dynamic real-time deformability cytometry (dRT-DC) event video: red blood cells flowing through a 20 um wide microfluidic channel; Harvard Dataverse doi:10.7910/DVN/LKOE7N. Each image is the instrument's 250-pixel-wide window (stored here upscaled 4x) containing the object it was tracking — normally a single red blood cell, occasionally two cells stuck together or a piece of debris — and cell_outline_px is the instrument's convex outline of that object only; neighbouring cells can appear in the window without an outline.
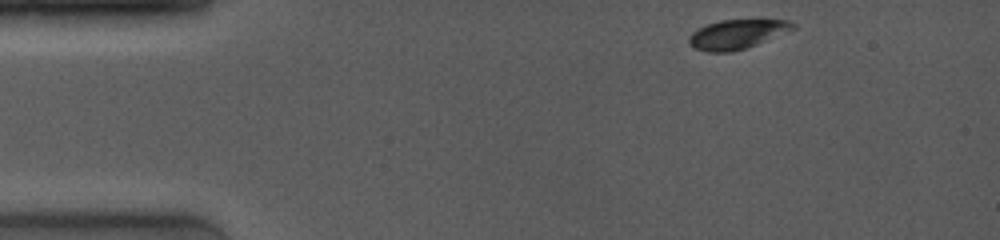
{"species": "common noctule bat (a hibernating species)", "species_latin": "Nyctalus noctula", "temperature_condition": "room temperature", "stored_images_in_passage": 76, "camera_frame_rate_fps": 4000, "um_per_image_px": 0.085, "animal": {"sex": "female", "body_mass_g": 19.0, "forearm_length_mm": 53.3}, "frame": {"image": 1, "passage_image": 1, "time_ms": 0.0, "image_size_px": [1000, 240], "cell_outline_px": [[796, 28], [756, 44], [732, 52], [708, 52], [692, 48], [688, 44], [688, 36], [692, 32], [708, 24], [720, 20], [788, 20], [796, 24]], "centroid_in_image_um": [62.6, 2.91], "position_along_channel_um": 22.4, "area_um2": 17.63}}
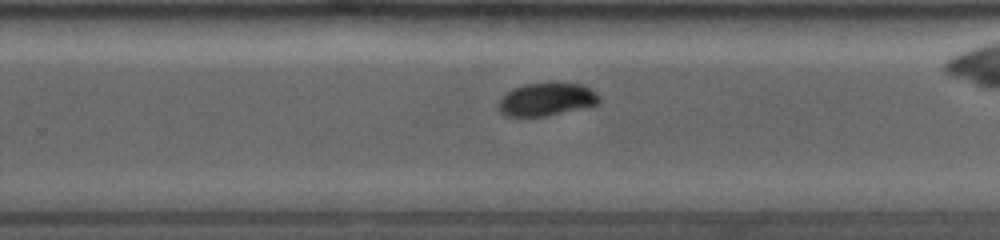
{"frame": {"image": 2, "passage_image": 49, "time_ms": 8.5, "image_size_px": [1000, 240], "cell_outline_px": [[600, 104], [548, 116], [504, 116], [500, 112], [500, 100], [508, 92], [524, 84], [584, 84], [592, 88], [600, 96]], "centroid_in_image_um": [46.54, 8.46], "position_along_channel_um": 283.3, "area_um2": 19.07}}
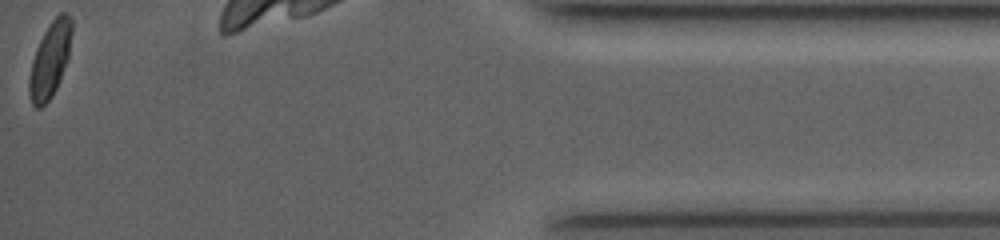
{"frame": {"image": 3, "passage_image": 76, "time_ms": 13.75, "image_size_px": [1000, 240], "cell_outline_px": [[72, 32], [68, 60], [56, 88], [52, 96], [40, 108], [36, 108], [32, 104], [28, 92], [28, 80], [32, 60], [36, 48], [44, 32], [52, 20], [60, 12], [68, 12], [72, 20]], "centroid_in_image_um": [4.25, 5.07], "position_along_channel_um": 430.9, "area_um2": 18.79}, "authors_computed_cell_mechanics": {"area_um2": 19.4786, "velocity_mm_per_s": 4.0182, "shape_relaxation_time_tau1_ms": 2.341, "shape_relaxation_time_tau2_ms": null, "deformation_change_tau1": 0.1146, "deformation_change_tau2": null}}